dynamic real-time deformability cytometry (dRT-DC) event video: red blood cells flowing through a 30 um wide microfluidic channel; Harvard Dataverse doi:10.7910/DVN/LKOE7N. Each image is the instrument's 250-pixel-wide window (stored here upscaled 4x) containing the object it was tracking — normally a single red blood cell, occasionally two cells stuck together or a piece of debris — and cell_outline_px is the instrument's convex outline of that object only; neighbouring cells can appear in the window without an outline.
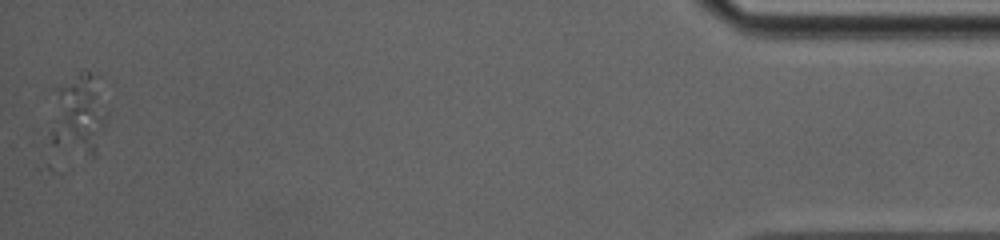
{"species": "common noctule bat (a hibernating species)", "species_latin": "Nyctalus noctula", "temperature_condition": "cold", "stored_images_in_passage": 54, "segment_of_instrument_passage": [2, 2], "camera_frame_rate_fps": 3000, "um_per_image_px": 0.085, "animal": {"sex": "female", "body_mass_g": 20.0, "forearm_length_mm": 54.0}, "frame": {"image": 1, "passage_image": 54, "time_ms": 17.667, "image_size_px": [1000, 240], "cell_outline_px": [[108, 112], [104, 128], [96, 156], [92, 156], [52, 144], [48, 132], [52, 88], [84, 68], [96, 76]], "centroid_in_image_um": [6.62, 9.67], "position_along_channel_um": 428.6, "area_um2": 27.92}}